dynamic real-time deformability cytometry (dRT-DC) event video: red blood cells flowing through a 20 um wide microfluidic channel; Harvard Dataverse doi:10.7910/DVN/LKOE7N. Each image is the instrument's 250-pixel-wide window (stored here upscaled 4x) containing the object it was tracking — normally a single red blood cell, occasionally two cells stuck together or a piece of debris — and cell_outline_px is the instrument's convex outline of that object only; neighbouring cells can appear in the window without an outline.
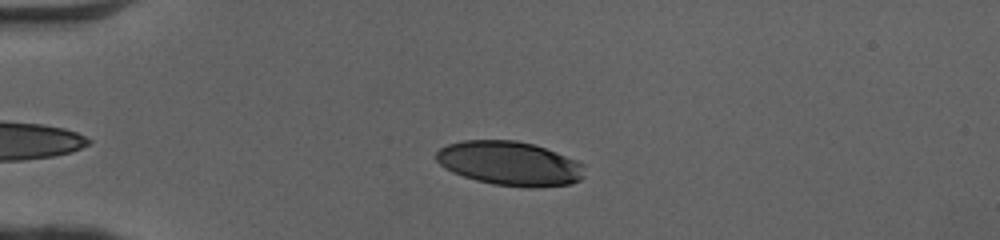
{"species": "human", "species_latin": "Homo sapiens", "temperature_condition": "cold", "stored_images_in_passage": 43, "camera_frame_rate_fps": 3000, "um_per_image_px": 0.085, "donor": {"sex": "female"}, "frame": {"image": 1, "passage_image": 6, "time_ms": 1.667, "image_size_px": [1000, 240], "cell_outline_px": [[584, 176], [580, 180], [572, 184], [536, 188], [528, 188], [492, 184], [476, 180], [452, 172], [444, 168], [436, 160], [436, 152], [440, 148], [448, 144], [464, 140], [516, 140], [532, 144], [556, 152], [576, 160], [584, 164]], "centroid_in_image_um": [43.34, 13.9], "position_along_channel_um": 41.7, "area_um2": 38.38}}
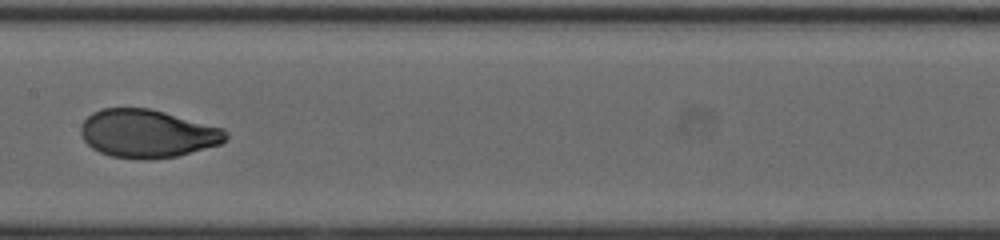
{"frame": {"image": 2, "passage_image": 20, "time_ms": 6.333, "image_size_px": [1000, 240], "cell_outline_px": [[228, 136], [220, 144], [176, 156], [148, 160], [140, 160], [112, 156], [100, 152], [92, 148], [84, 140], [80, 132], [80, 124], [92, 112], [100, 108], [148, 108], [164, 112], [224, 128], [228, 132]], "centroid_in_image_um": [12.51, 11.35], "position_along_channel_um": 194.9, "area_um2": 40.69}}
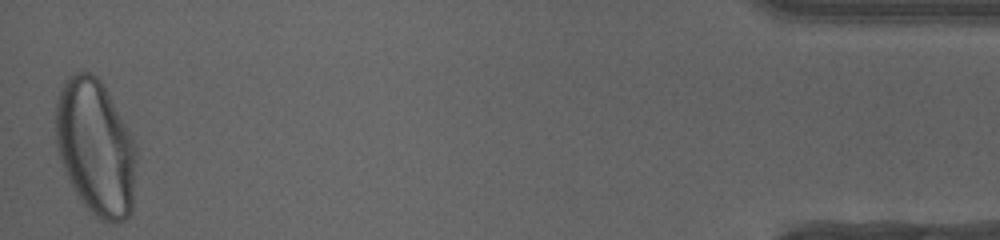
{"frame": {"image": 3, "passage_image": 43, "time_ms": 14.0, "image_size_px": [1000, 240], "cell_outline_px": [[136, 160], [132, 212], [124, 220], [116, 224], [112, 224], [100, 220], [80, 200], [72, 188], [68, 180], [60, 160], [56, 144], [56, 100], [60, 88], [64, 80], [68, 76], [76, 72], [92, 72], [104, 84], [132, 136], [136, 148]], "centroid_in_image_um": [8.12, 12.54], "position_along_channel_um": 427.1, "area_um2": 64.39}, "authors_computed_cell_mechanics": {"area_um2": 40.6912, "velocity_mm_per_s": 4.0855, "shape_relaxation_time_tau1_ms": 3.393, "shape_relaxation_time_tau2_ms": null, "deformation_change_tau1": 0.1876, "deformation_change_tau2": null}}